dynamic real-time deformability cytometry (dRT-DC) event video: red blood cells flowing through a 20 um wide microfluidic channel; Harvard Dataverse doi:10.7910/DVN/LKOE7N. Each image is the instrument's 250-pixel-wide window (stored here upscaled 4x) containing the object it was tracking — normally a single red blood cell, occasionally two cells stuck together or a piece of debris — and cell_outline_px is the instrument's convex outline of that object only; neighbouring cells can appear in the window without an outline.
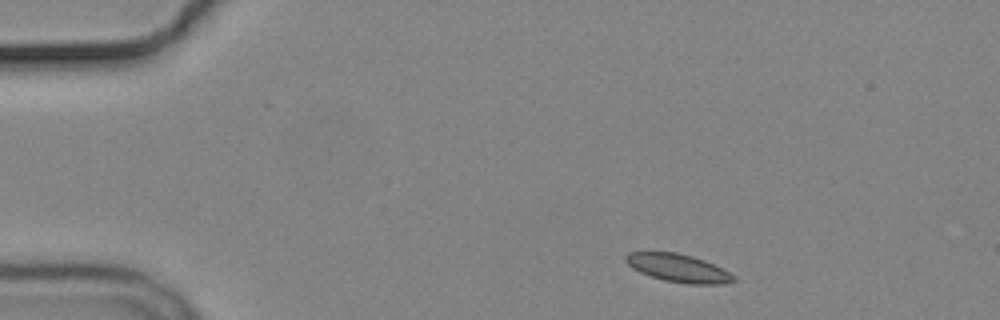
{"species": "common noctule bat (a hibernating species)", "species_latin": "Nyctalus noctula", "temperature_condition": "cold", "stored_images_in_passage": 3, "camera_frame_rate_fps": 3000, "um_per_image_px": 0.085, "animal": {"sex": "male", "body_mass_g": 19.2, "forearm_length_mm": 51.8}, "frame": {"image": 1, "passage_image": 1, "time_ms": 0.0, "image_size_px": [1000, 320], "cell_outline_px": [[736, 280], [724, 284], [688, 284], [664, 280], [640, 272], [632, 268], [624, 260], [624, 256], [628, 252], [676, 252], [692, 256], [704, 260], [736, 276]], "centroid_in_image_um": [57.63, 22.78], "position_along_channel_um": 27.4, "area_um2": 17.51}}